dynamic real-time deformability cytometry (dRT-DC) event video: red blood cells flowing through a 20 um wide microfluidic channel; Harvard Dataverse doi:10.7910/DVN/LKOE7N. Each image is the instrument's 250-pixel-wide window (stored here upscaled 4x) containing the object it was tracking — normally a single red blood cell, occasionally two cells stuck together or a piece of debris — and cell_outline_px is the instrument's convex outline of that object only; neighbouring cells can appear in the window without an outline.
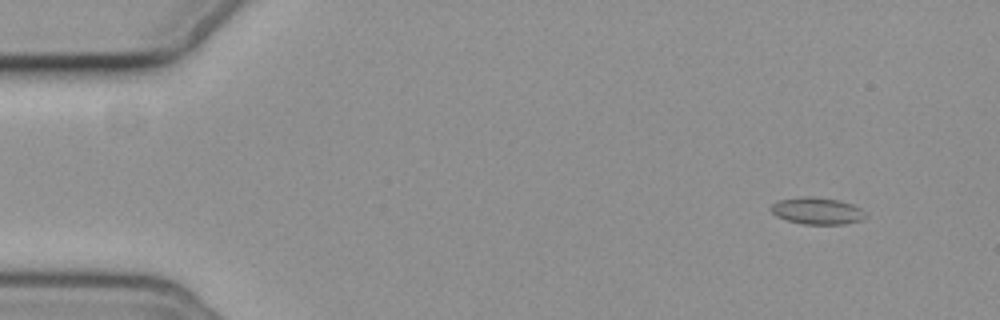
{"species": "common noctule bat (a hibernating species)", "species_latin": "Nyctalus noctula", "temperature_condition": "cold", "stored_images_in_passage": 9, "camera_frame_rate_fps": 3000, "um_per_image_px": 0.085, "animal": {"sex": "female", "body_mass_g": 19.3, "forearm_length_mm": 54.1}, "frame": {"image": 1, "passage_image": 2, "time_ms": 1.333, "image_size_px": [1000, 320], "cell_outline_px": [[868, 216], [860, 220], [844, 224], [804, 224], [788, 220], [776, 216], [772, 212], [772, 204], [780, 200], [836, 200], [852, 204], [860, 208]], "centroid_in_image_um": [69.52, 18.0], "position_along_channel_um": 15.5, "area_um2": 13.64}}
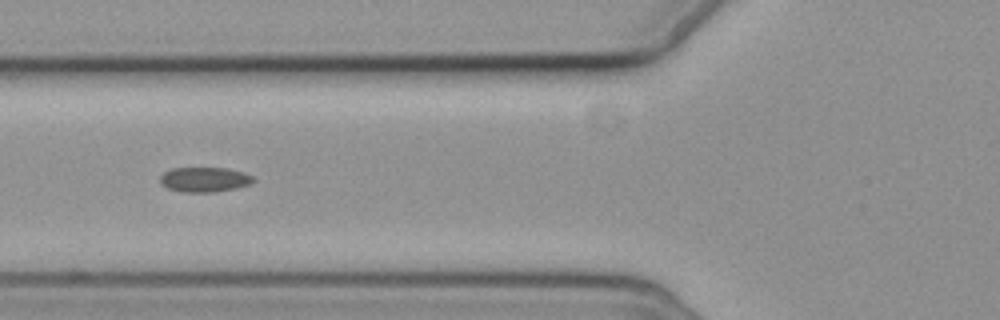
{"frame": {"image": 2, "passage_image": 7, "time_ms": 7.0, "image_size_px": [1000, 320], "cell_outline_px": [[256, 180], [248, 184], [236, 188], [216, 192], [180, 192], [168, 188], [160, 184], [160, 176], [164, 172], [172, 168], [228, 168], [244, 172], [252, 176]], "centroid_in_image_um": [17.37, 15.26], "position_along_channel_um": 108.4, "area_um2": 13.58}}
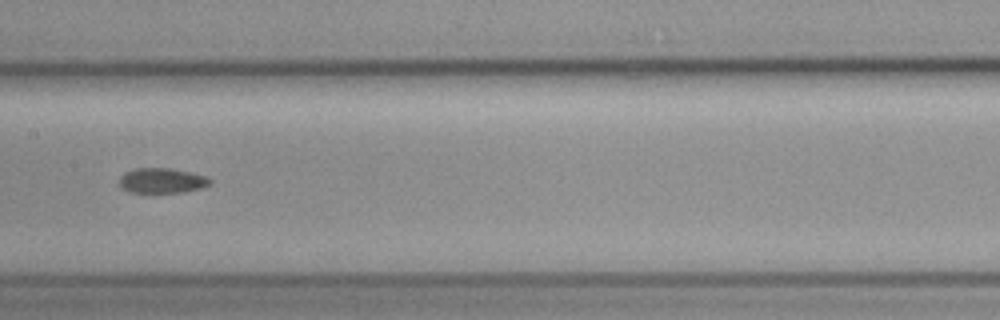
{"frame": {"image": 3, "passage_image": 9, "time_ms": 9.333, "image_size_px": [1000, 320], "cell_outline_px": [[212, 184], [200, 188], [184, 192], [128, 192], [120, 184], [120, 176], [124, 172], [136, 168], [168, 168], [188, 172], [204, 176], [212, 180]], "centroid_in_image_um": [13.76, 15.35], "position_along_channel_um": 193.6, "area_um2": 13.06}}